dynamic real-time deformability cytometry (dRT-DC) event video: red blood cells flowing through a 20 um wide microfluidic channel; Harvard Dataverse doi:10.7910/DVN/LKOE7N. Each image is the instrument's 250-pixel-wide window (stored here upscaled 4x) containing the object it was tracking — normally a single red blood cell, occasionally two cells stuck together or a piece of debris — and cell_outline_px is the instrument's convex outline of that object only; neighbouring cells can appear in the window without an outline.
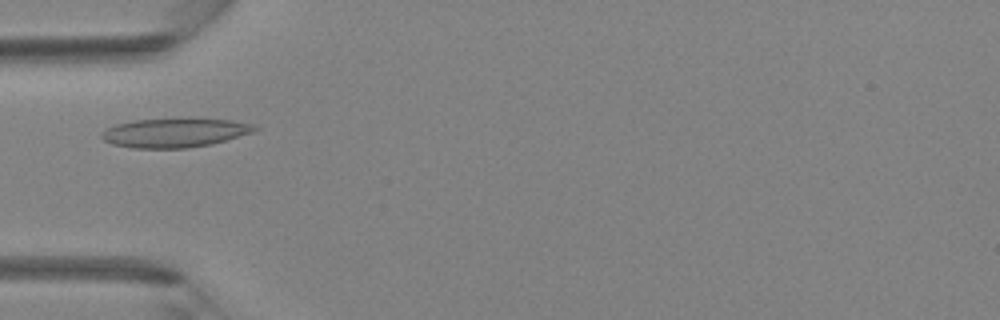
{"species": "Egyptian fruit bat (a non-hibernating species)", "species_latin": "Rousettus aegyptiacus", "temperature_condition": "room temperature", "stored_images_in_passage": 41, "camera_frame_rate_fps": 3000, "um_per_image_px": 0.085, "animal": {"sex": "female"}, "frame": {"image": 1, "passage_image": 11, "time_ms": 3.333, "image_size_px": [1000, 320], "cell_outline_px": [[260, 128], [252, 132], [212, 144], [188, 148], [132, 148], [112, 144], [104, 140], [100, 136], [100, 132], [116, 124], [132, 120], [232, 120], [252, 124]], "centroid_in_image_um": [14.8, 11.31], "position_along_channel_um": 70.2, "area_um2": 25.37}}
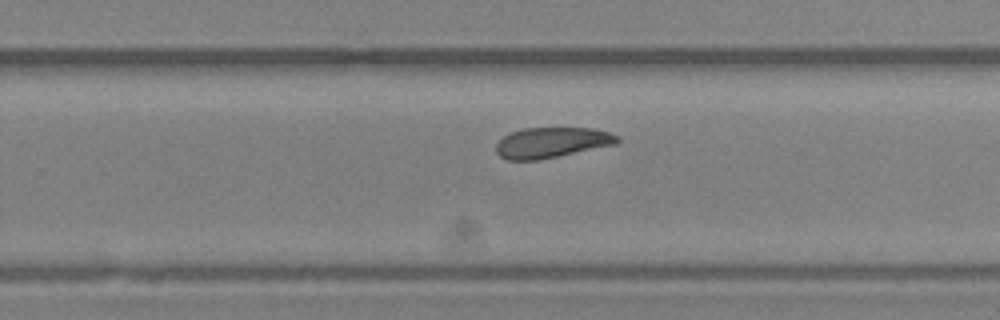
{"frame": {"image": 2, "passage_image": 25, "time_ms": 8.0, "image_size_px": [1000, 320], "cell_outline_px": [[620, 140], [616, 144], [536, 160], [508, 160], [500, 156], [496, 152], [496, 144], [504, 136], [512, 132], [524, 128], [592, 128], [608, 132], [620, 136]], "centroid_in_image_um": [46.9, 12.11], "position_along_channel_um": 282.9, "area_um2": 21.27}}
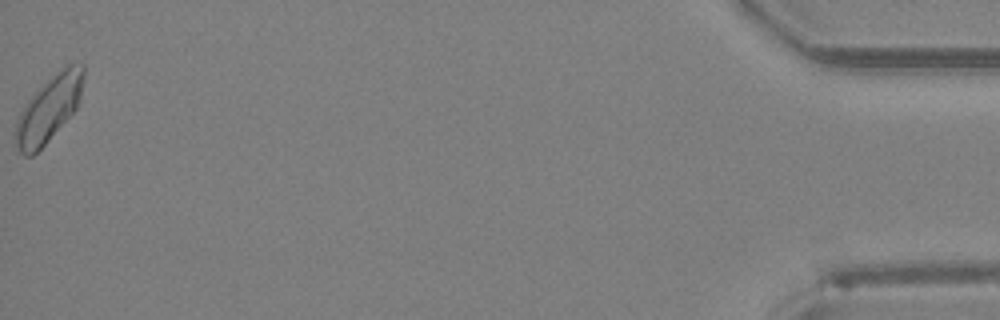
{"frame": {"image": 3, "passage_image": 41, "time_ms": 13.333, "image_size_px": [1000, 320], "cell_outline_px": [[84, 76], [80, 100], [76, 108], [48, 140], [32, 156], [24, 156], [16, 148], [12, 132], [16, 120], [20, 112], [28, 100], [64, 64], [84, 64]], "centroid_in_image_um": [4.12, 9.26], "position_along_channel_um": 431.1, "area_um2": 25.89}}